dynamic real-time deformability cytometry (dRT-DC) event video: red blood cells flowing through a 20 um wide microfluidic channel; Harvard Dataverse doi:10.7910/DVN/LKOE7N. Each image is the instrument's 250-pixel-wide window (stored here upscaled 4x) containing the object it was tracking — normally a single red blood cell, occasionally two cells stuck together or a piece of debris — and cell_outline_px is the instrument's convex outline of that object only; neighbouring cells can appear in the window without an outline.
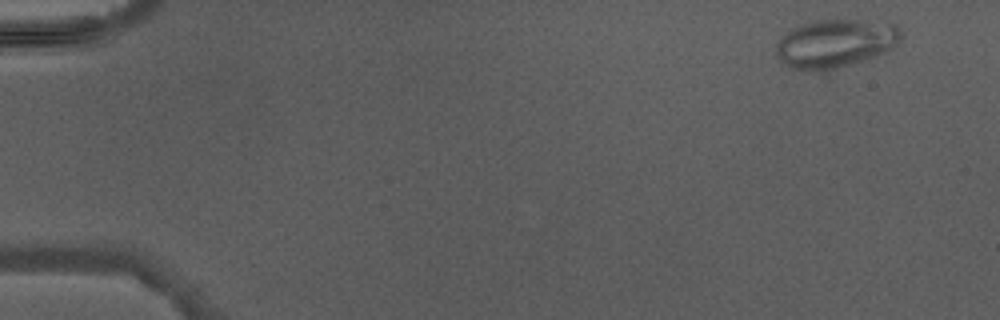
{"species": "Egyptian fruit bat (a non-hibernating species)", "species_latin": "Rousettus aegyptiacus", "temperature_condition": "warm", "stored_images_in_passage": 5, "camera_frame_rate_fps": 3000, "um_per_image_px": 0.085, "animal": {"sex": "male"}, "frame": {"image": 1, "passage_image": 1, "time_ms": 0.0, "image_size_px": [1000, 320], "cell_outline_px": [[904, 36], [892, 48], [884, 52], [836, 68], [808, 72], [792, 68], [784, 64], [776, 56], [776, 44], [792, 28], [800, 24], [816, 20], [860, 20], [896, 24]], "centroid_in_image_um": [70.98, 3.68], "position_along_channel_um": 14.0, "area_um2": 34.85}}